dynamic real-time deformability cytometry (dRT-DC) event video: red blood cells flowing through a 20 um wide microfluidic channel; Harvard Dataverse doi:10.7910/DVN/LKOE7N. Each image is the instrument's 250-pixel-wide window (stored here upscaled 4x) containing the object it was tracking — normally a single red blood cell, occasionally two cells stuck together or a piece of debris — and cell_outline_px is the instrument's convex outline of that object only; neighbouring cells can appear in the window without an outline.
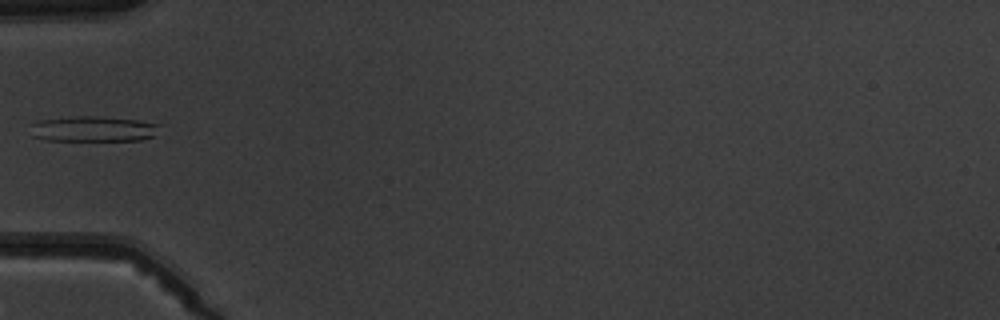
{"species": "common noctule bat (a hibernating species)", "species_latin": "Nyctalus noctula", "temperature_condition": "warm", "stored_images_in_passage": 3, "camera_frame_rate_fps": 3000, "um_per_image_px": 0.085, "animal": {"sex": "male", "body_mass_g": 19.5, "forearm_length_mm": 54.6}, "frame": {"image": 1, "passage_image": 2, "time_ms": 1.333, "image_size_px": [1000, 320], "cell_outline_px": [[160, 124], [152, 136], [140, 140], [48, 140], [32, 136], [28, 124], [40, 120], [76, 116], [100, 116], [136, 120]], "centroid_in_image_um": [7.84, 10.95], "position_along_channel_um": 77.2, "area_um2": 19.02}}